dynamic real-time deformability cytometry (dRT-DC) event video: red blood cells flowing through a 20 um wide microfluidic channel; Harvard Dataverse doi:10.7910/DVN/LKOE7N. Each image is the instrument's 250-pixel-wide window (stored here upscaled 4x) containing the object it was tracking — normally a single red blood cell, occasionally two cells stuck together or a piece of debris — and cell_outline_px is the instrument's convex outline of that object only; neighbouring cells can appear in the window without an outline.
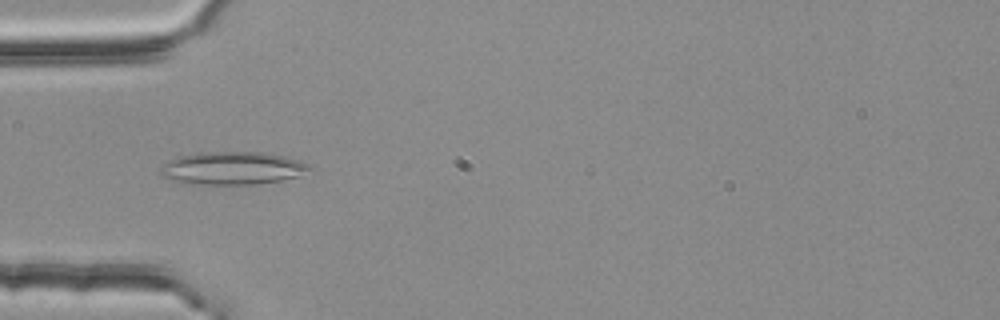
{"species": "common noctule bat (a hibernating species)", "species_latin": "Nyctalus noctula", "temperature_condition": "room temperature", "stored_images_in_passage": 41, "camera_frame_rate_fps": 3000, "um_per_image_px": 0.085, "animal": {"sex": "female", "body_mass_g": 25.1}, "frame": {"image": 1, "passage_image": 4, "time_ms": 1.0, "image_size_px": [1000, 320], "cell_outline_px": [[308, 168], [300, 176], [280, 180], [256, 184], [184, 184], [160, 176], [160, 168], [168, 160], [176, 156], [200, 152], [260, 152], [284, 156], [300, 160], [308, 164]], "centroid_in_image_um": [19.67, 14.29], "position_along_channel_um": 65.3, "area_um2": 28.61}}
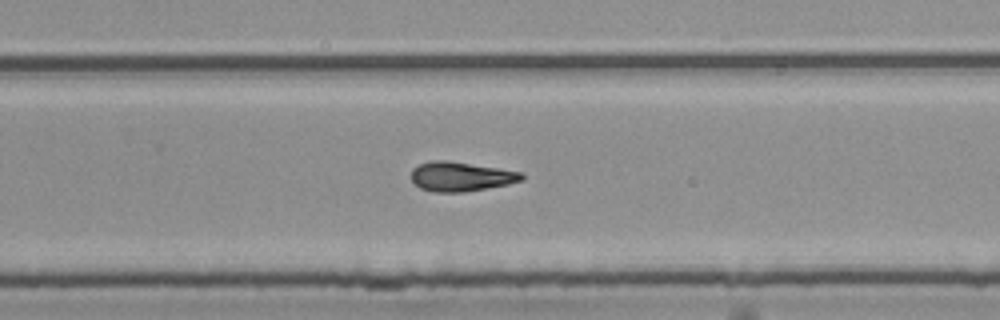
{"frame": {"image": 2, "passage_image": 22, "time_ms": 7.0, "image_size_px": [1000, 320], "cell_outline_px": [[524, 180], [508, 184], [464, 192], [436, 192], [420, 188], [412, 180], [412, 168], [420, 164], [432, 160], [444, 160], [524, 172]], "centroid_in_image_um": [39.19, 15.01], "position_along_channel_um": 290.6, "area_um2": 18.79}}
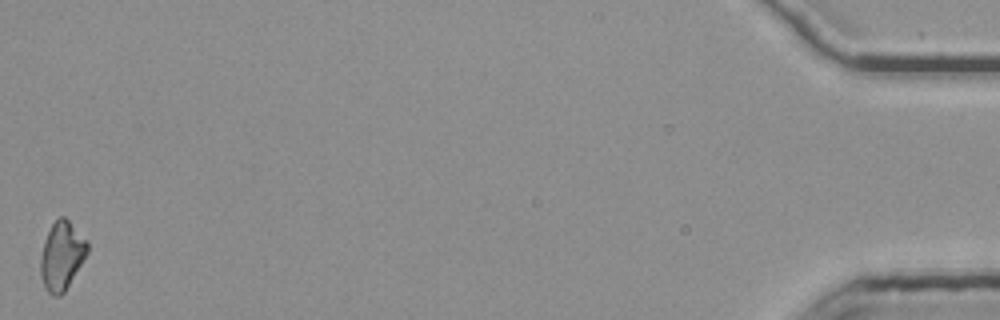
{"frame": {"image": 3, "passage_image": 41, "time_ms": 13.333, "image_size_px": [1000, 320], "cell_outline_px": [[88, 252], [64, 292], [60, 296], [52, 296], [48, 292], [40, 276], [40, 260], [44, 240], [52, 224], [60, 216], [64, 216], [88, 240]], "centroid_in_image_um": [5.25, 21.73], "position_along_channel_um": 430.0, "area_um2": 18.55}, "authors_computed_cell_mechanics": {"area_um2": 18.7272, "velocity_mm_per_s": 3.7693, "shape_relaxation_time_tau1_ms": null, "shape_relaxation_time_tau2_ms": 5.9085, "deformation_change_tau1": null, "deformation_change_tau2": 0.1649}}